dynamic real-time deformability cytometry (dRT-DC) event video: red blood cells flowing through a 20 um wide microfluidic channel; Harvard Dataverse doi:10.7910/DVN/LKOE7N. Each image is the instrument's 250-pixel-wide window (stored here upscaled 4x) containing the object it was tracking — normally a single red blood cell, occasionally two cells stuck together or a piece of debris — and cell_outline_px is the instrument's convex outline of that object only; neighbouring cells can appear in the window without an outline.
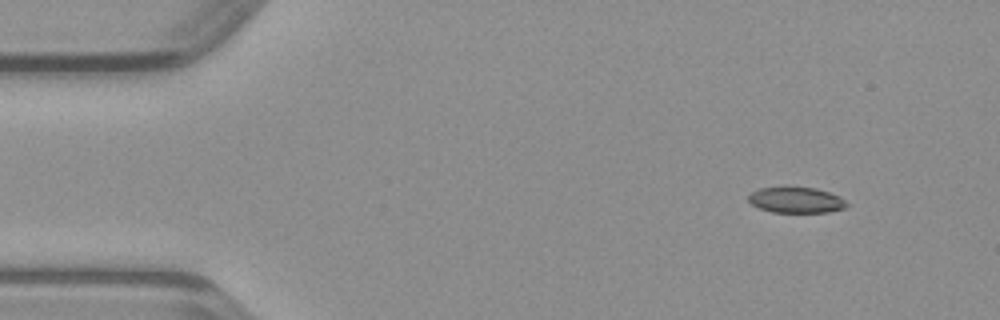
{"species": "common noctule bat (a hibernating species)", "species_latin": "Nyctalus noctula", "temperature_condition": "warm", "stored_images_in_passage": 44, "camera_frame_rate_fps": 3000, "um_per_image_px": 0.085, "animal": {"sex": "male", "body_mass_g": 23.1, "forearm_length_mm": 52.7}, "frame": {"image": 1, "passage_image": 1, "time_ms": 0.0, "image_size_px": [1000, 320], "cell_outline_px": [[848, 204], [844, 208], [828, 212], [772, 212], [760, 208], [752, 204], [748, 200], [748, 196], [752, 192], [760, 188], [816, 188], [840, 196]], "centroid_in_image_um": [67.68, 17.01], "position_along_channel_um": 17.3, "area_um2": 14.45}}
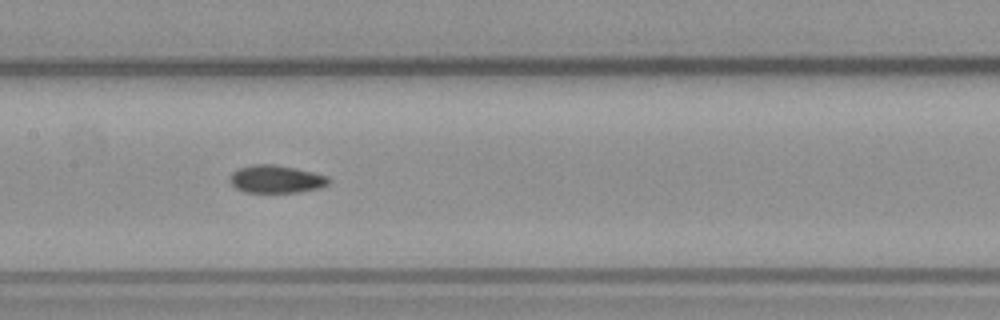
{"frame": {"image": 2, "passage_image": 19, "time_ms": 6.0, "image_size_px": [1000, 320], "cell_outline_px": [[332, 180], [328, 184], [320, 188], [296, 192], [244, 192], [236, 188], [232, 184], [232, 172], [240, 168], [256, 164], [272, 164], [312, 172], [328, 176]], "centroid_in_image_um": [23.51, 15.23], "position_along_channel_um": 183.9, "area_um2": 15.66}}
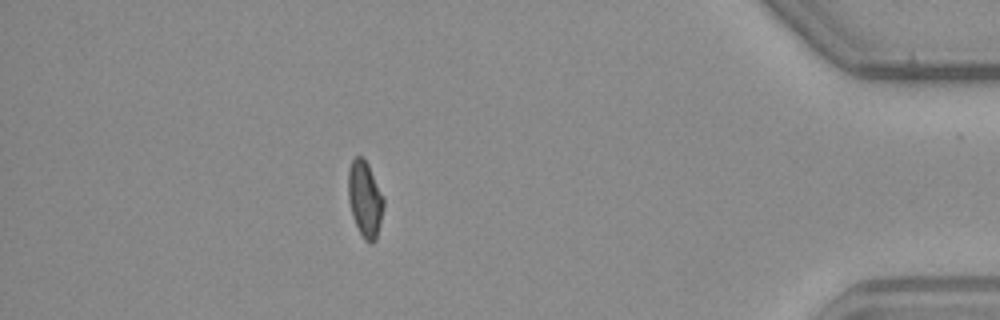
{"frame": {"image": 3, "passage_image": 38, "time_ms": 12.333, "image_size_px": [1000, 320], "cell_outline_px": [[384, 204], [380, 224], [376, 240], [372, 244], [368, 244], [364, 240], [352, 216], [348, 200], [348, 168], [352, 160], [356, 156], [360, 156], [368, 164], [384, 196]], "centroid_in_image_um": [31.02, 16.94], "position_along_channel_um": 404.2, "area_um2": 15.84}}